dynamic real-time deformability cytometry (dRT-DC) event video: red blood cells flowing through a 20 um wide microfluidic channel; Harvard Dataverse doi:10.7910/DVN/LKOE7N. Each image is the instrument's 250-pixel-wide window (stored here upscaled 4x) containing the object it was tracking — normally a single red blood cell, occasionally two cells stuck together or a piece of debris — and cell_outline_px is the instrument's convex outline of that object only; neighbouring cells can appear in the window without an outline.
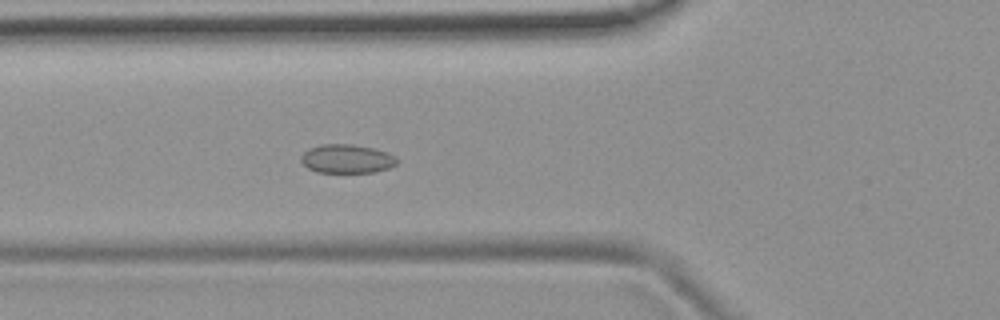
{"species": "common noctule bat (a hibernating species)", "species_latin": "Nyctalus noctula", "temperature_condition": "room temperature", "stored_images_in_passage": 5, "camera_frame_rate_fps": 3000, "um_per_image_px": 0.085, "animal": {"sex": "female", "body_mass_g": 19.9}, "frame": {"image": 1, "passage_image": 5, "time_ms": 1.333, "image_size_px": [1000, 320], "cell_outline_px": [[400, 160], [396, 164], [388, 168], [372, 172], [316, 172], [308, 168], [300, 160], [300, 156], [308, 148], [320, 144], [352, 144], [376, 148], [388, 152], [396, 156]], "centroid_in_image_um": [29.49, 13.48], "position_along_channel_um": 96.3, "area_um2": 16.3}}